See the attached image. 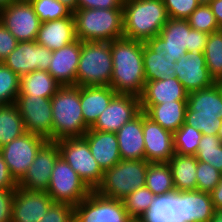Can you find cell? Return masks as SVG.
Returning <instances> with one entry per match:
<instances>
[{
    "instance_id": "37",
    "label": "cell",
    "mask_w": 222,
    "mask_h": 222,
    "mask_svg": "<svg viewBox=\"0 0 222 222\" xmlns=\"http://www.w3.org/2000/svg\"><path fill=\"white\" fill-rule=\"evenodd\" d=\"M202 133L185 123L173 133L174 150L176 154L196 155Z\"/></svg>"
},
{
    "instance_id": "22",
    "label": "cell",
    "mask_w": 222,
    "mask_h": 222,
    "mask_svg": "<svg viewBox=\"0 0 222 222\" xmlns=\"http://www.w3.org/2000/svg\"><path fill=\"white\" fill-rule=\"evenodd\" d=\"M77 40L73 13L69 17L41 22L36 42L50 51L58 50Z\"/></svg>"
},
{
    "instance_id": "44",
    "label": "cell",
    "mask_w": 222,
    "mask_h": 222,
    "mask_svg": "<svg viewBox=\"0 0 222 222\" xmlns=\"http://www.w3.org/2000/svg\"><path fill=\"white\" fill-rule=\"evenodd\" d=\"M38 222H74V207L64 203H53Z\"/></svg>"
},
{
    "instance_id": "15",
    "label": "cell",
    "mask_w": 222,
    "mask_h": 222,
    "mask_svg": "<svg viewBox=\"0 0 222 222\" xmlns=\"http://www.w3.org/2000/svg\"><path fill=\"white\" fill-rule=\"evenodd\" d=\"M59 156L57 142L47 140L38 150L26 174L18 182V187L27 191L46 192L54 164Z\"/></svg>"
},
{
    "instance_id": "38",
    "label": "cell",
    "mask_w": 222,
    "mask_h": 222,
    "mask_svg": "<svg viewBox=\"0 0 222 222\" xmlns=\"http://www.w3.org/2000/svg\"><path fill=\"white\" fill-rule=\"evenodd\" d=\"M155 194L146 186L135 190L123 199L125 209L132 219H140L147 213L154 201Z\"/></svg>"
},
{
    "instance_id": "4",
    "label": "cell",
    "mask_w": 222,
    "mask_h": 222,
    "mask_svg": "<svg viewBox=\"0 0 222 222\" xmlns=\"http://www.w3.org/2000/svg\"><path fill=\"white\" fill-rule=\"evenodd\" d=\"M124 37L145 42L159 35L168 15L162 0H124Z\"/></svg>"
},
{
    "instance_id": "9",
    "label": "cell",
    "mask_w": 222,
    "mask_h": 222,
    "mask_svg": "<svg viewBox=\"0 0 222 222\" xmlns=\"http://www.w3.org/2000/svg\"><path fill=\"white\" fill-rule=\"evenodd\" d=\"M56 142L60 156L91 190H96L102 182L104 171L91 154L87 140L84 137H74Z\"/></svg>"
},
{
    "instance_id": "52",
    "label": "cell",
    "mask_w": 222,
    "mask_h": 222,
    "mask_svg": "<svg viewBox=\"0 0 222 222\" xmlns=\"http://www.w3.org/2000/svg\"><path fill=\"white\" fill-rule=\"evenodd\" d=\"M210 222H222V209H215Z\"/></svg>"
},
{
    "instance_id": "55",
    "label": "cell",
    "mask_w": 222,
    "mask_h": 222,
    "mask_svg": "<svg viewBox=\"0 0 222 222\" xmlns=\"http://www.w3.org/2000/svg\"><path fill=\"white\" fill-rule=\"evenodd\" d=\"M217 135H218V137L222 140V124H221V126H220V129H219Z\"/></svg>"
},
{
    "instance_id": "36",
    "label": "cell",
    "mask_w": 222,
    "mask_h": 222,
    "mask_svg": "<svg viewBox=\"0 0 222 222\" xmlns=\"http://www.w3.org/2000/svg\"><path fill=\"white\" fill-rule=\"evenodd\" d=\"M198 161L209 163L222 173V140L218 135H202L196 153Z\"/></svg>"
},
{
    "instance_id": "33",
    "label": "cell",
    "mask_w": 222,
    "mask_h": 222,
    "mask_svg": "<svg viewBox=\"0 0 222 222\" xmlns=\"http://www.w3.org/2000/svg\"><path fill=\"white\" fill-rule=\"evenodd\" d=\"M174 57L159 56L143 42V65L146 81L175 77Z\"/></svg>"
},
{
    "instance_id": "42",
    "label": "cell",
    "mask_w": 222,
    "mask_h": 222,
    "mask_svg": "<svg viewBox=\"0 0 222 222\" xmlns=\"http://www.w3.org/2000/svg\"><path fill=\"white\" fill-rule=\"evenodd\" d=\"M196 190L210 193L219 184L222 173L209 163L197 161Z\"/></svg>"
},
{
    "instance_id": "34",
    "label": "cell",
    "mask_w": 222,
    "mask_h": 222,
    "mask_svg": "<svg viewBox=\"0 0 222 222\" xmlns=\"http://www.w3.org/2000/svg\"><path fill=\"white\" fill-rule=\"evenodd\" d=\"M145 186L156 196L176 192L168 163H149Z\"/></svg>"
},
{
    "instance_id": "5",
    "label": "cell",
    "mask_w": 222,
    "mask_h": 222,
    "mask_svg": "<svg viewBox=\"0 0 222 222\" xmlns=\"http://www.w3.org/2000/svg\"><path fill=\"white\" fill-rule=\"evenodd\" d=\"M76 37L82 42H111L124 36L123 8L77 9Z\"/></svg>"
},
{
    "instance_id": "10",
    "label": "cell",
    "mask_w": 222,
    "mask_h": 222,
    "mask_svg": "<svg viewBox=\"0 0 222 222\" xmlns=\"http://www.w3.org/2000/svg\"><path fill=\"white\" fill-rule=\"evenodd\" d=\"M91 191L63 157L59 156L54 164L49 186L46 191L54 203H64L75 207L85 199Z\"/></svg>"
},
{
    "instance_id": "13",
    "label": "cell",
    "mask_w": 222,
    "mask_h": 222,
    "mask_svg": "<svg viewBox=\"0 0 222 222\" xmlns=\"http://www.w3.org/2000/svg\"><path fill=\"white\" fill-rule=\"evenodd\" d=\"M15 104L23 119L26 132L41 135L52 141L51 98L18 95Z\"/></svg>"
},
{
    "instance_id": "28",
    "label": "cell",
    "mask_w": 222,
    "mask_h": 222,
    "mask_svg": "<svg viewBox=\"0 0 222 222\" xmlns=\"http://www.w3.org/2000/svg\"><path fill=\"white\" fill-rule=\"evenodd\" d=\"M140 220L143 222H184L182 192L155 196L150 210Z\"/></svg>"
},
{
    "instance_id": "56",
    "label": "cell",
    "mask_w": 222,
    "mask_h": 222,
    "mask_svg": "<svg viewBox=\"0 0 222 222\" xmlns=\"http://www.w3.org/2000/svg\"><path fill=\"white\" fill-rule=\"evenodd\" d=\"M131 222H143V221H141L140 219H132Z\"/></svg>"
},
{
    "instance_id": "43",
    "label": "cell",
    "mask_w": 222,
    "mask_h": 222,
    "mask_svg": "<svg viewBox=\"0 0 222 222\" xmlns=\"http://www.w3.org/2000/svg\"><path fill=\"white\" fill-rule=\"evenodd\" d=\"M169 18L187 19L200 5L198 0H162Z\"/></svg>"
},
{
    "instance_id": "39",
    "label": "cell",
    "mask_w": 222,
    "mask_h": 222,
    "mask_svg": "<svg viewBox=\"0 0 222 222\" xmlns=\"http://www.w3.org/2000/svg\"><path fill=\"white\" fill-rule=\"evenodd\" d=\"M20 92V77L0 62V104L15 103Z\"/></svg>"
},
{
    "instance_id": "8",
    "label": "cell",
    "mask_w": 222,
    "mask_h": 222,
    "mask_svg": "<svg viewBox=\"0 0 222 222\" xmlns=\"http://www.w3.org/2000/svg\"><path fill=\"white\" fill-rule=\"evenodd\" d=\"M111 42H82L76 86H110Z\"/></svg>"
},
{
    "instance_id": "6",
    "label": "cell",
    "mask_w": 222,
    "mask_h": 222,
    "mask_svg": "<svg viewBox=\"0 0 222 222\" xmlns=\"http://www.w3.org/2000/svg\"><path fill=\"white\" fill-rule=\"evenodd\" d=\"M184 123L205 135H217L222 124V84L188 93Z\"/></svg>"
},
{
    "instance_id": "45",
    "label": "cell",
    "mask_w": 222,
    "mask_h": 222,
    "mask_svg": "<svg viewBox=\"0 0 222 222\" xmlns=\"http://www.w3.org/2000/svg\"><path fill=\"white\" fill-rule=\"evenodd\" d=\"M16 189H0V222H11Z\"/></svg>"
},
{
    "instance_id": "25",
    "label": "cell",
    "mask_w": 222,
    "mask_h": 222,
    "mask_svg": "<svg viewBox=\"0 0 222 222\" xmlns=\"http://www.w3.org/2000/svg\"><path fill=\"white\" fill-rule=\"evenodd\" d=\"M188 92L175 77L146 81L140 96L141 105H157L178 100H187Z\"/></svg>"
},
{
    "instance_id": "18",
    "label": "cell",
    "mask_w": 222,
    "mask_h": 222,
    "mask_svg": "<svg viewBox=\"0 0 222 222\" xmlns=\"http://www.w3.org/2000/svg\"><path fill=\"white\" fill-rule=\"evenodd\" d=\"M175 76L190 93L212 86L216 82L210 76L204 52H187L174 63Z\"/></svg>"
},
{
    "instance_id": "51",
    "label": "cell",
    "mask_w": 222,
    "mask_h": 222,
    "mask_svg": "<svg viewBox=\"0 0 222 222\" xmlns=\"http://www.w3.org/2000/svg\"><path fill=\"white\" fill-rule=\"evenodd\" d=\"M60 3L64 4L72 13L77 10L78 0H58Z\"/></svg>"
},
{
    "instance_id": "53",
    "label": "cell",
    "mask_w": 222,
    "mask_h": 222,
    "mask_svg": "<svg viewBox=\"0 0 222 222\" xmlns=\"http://www.w3.org/2000/svg\"><path fill=\"white\" fill-rule=\"evenodd\" d=\"M15 0H0V10L8 7L11 3H13Z\"/></svg>"
},
{
    "instance_id": "46",
    "label": "cell",
    "mask_w": 222,
    "mask_h": 222,
    "mask_svg": "<svg viewBox=\"0 0 222 222\" xmlns=\"http://www.w3.org/2000/svg\"><path fill=\"white\" fill-rule=\"evenodd\" d=\"M17 44L18 40L0 22V62H3L7 58L16 48Z\"/></svg>"
},
{
    "instance_id": "14",
    "label": "cell",
    "mask_w": 222,
    "mask_h": 222,
    "mask_svg": "<svg viewBox=\"0 0 222 222\" xmlns=\"http://www.w3.org/2000/svg\"><path fill=\"white\" fill-rule=\"evenodd\" d=\"M0 22L18 40L36 41L41 25L30 2L14 1L0 10Z\"/></svg>"
},
{
    "instance_id": "50",
    "label": "cell",
    "mask_w": 222,
    "mask_h": 222,
    "mask_svg": "<svg viewBox=\"0 0 222 222\" xmlns=\"http://www.w3.org/2000/svg\"><path fill=\"white\" fill-rule=\"evenodd\" d=\"M208 5L212 9L219 28L222 29V0H212Z\"/></svg>"
},
{
    "instance_id": "26",
    "label": "cell",
    "mask_w": 222,
    "mask_h": 222,
    "mask_svg": "<svg viewBox=\"0 0 222 222\" xmlns=\"http://www.w3.org/2000/svg\"><path fill=\"white\" fill-rule=\"evenodd\" d=\"M117 93L110 86H80V104L85 124L91 128Z\"/></svg>"
},
{
    "instance_id": "29",
    "label": "cell",
    "mask_w": 222,
    "mask_h": 222,
    "mask_svg": "<svg viewBox=\"0 0 222 222\" xmlns=\"http://www.w3.org/2000/svg\"><path fill=\"white\" fill-rule=\"evenodd\" d=\"M214 211L210 193L198 190L182 192L184 222H210Z\"/></svg>"
},
{
    "instance_id": "30",
    "label": "cell",
    "mask_w": 222,
    "mask_h": 222,
    "mask_svg": "<svg viewBox=\"0 0 222 222\" xmlns=\"http://www.w3.org/2000/svg\"><path fill=\"white\" fill-rule=\"evenodd\" d=\"M197 159L194 155L174 154L169 160L176 192L194 191L197 183Z\"/></svg>"
},
{
    "instance_id": "27",
    "label": "cell",
    "mask_w": 222,
    "mask_h": 222,
    "mask_svg": "<svg viewBox=\"0 0 222 222\" xmlns=\"http://www.w3.org/2000/svg\"><path fill=\"white\" fill-rule=\"evenodd\" d=\"M187 100H178L157 105H141V111L164 129L176 132L185 121Z\"/></svg>"
},
{
    "instance_id": "35",
    "label": "cell",
    "mask_w": 222,
    "mask_h": 222,
    "mask_svg": "<svg viewBox=\"0 0 222 222\" xmlns=\"http://www.w3.org/2000/svg\"><path fill=\"white\" fill-rule=\"evenodd\" d=\"M205 62L215 82L222 81V29L209 34L204 50Z\"/></svg>"
},
{
    "instance_id": "16",
    "label": "cell",
    "mask_w": 222,
    "mask_h": 222,
    "mask_svg": "<svg viewBox=\"0 0 222 222\" xmlns=\"http://www.w3.org/2000/svg\"><path fill=\"white\" fill-rule=\"evenodd\" d=\"M52 59V51L36 41L18 42L16 48L3 63L19 77L35 70L48 71Z\"/></svg>"
},
{
    "instance_id": "40",
    "label": "cell",
    "mask_w": 222,
    "mask_h": 222,
    "mask_svg": "<svg viewBox=\"0 0 222 222\" xmlns=\"http://www.w3.org/2000/svg\"><path fill=\"white\" fill-rule=\"evenodd\" d=\"M34 12L41 22L69 17L72 12L58 0H31Z\"/></svg>"
},
{
    "instance_id": "3",
    "label": "cell",
    "mask_w": 222,
    "mask_h": 222,
    "mask_svg": "<svg viewBox=\"0 0 222 222\" xmlns=\"http://www.w3.org/2000/svg\"><path fill=\"white\" fill-rule=\"evenodd\" d=\"M52 141L83 137L89 130L80 104V87L61 86L51 97Z\"/></svg>"
},
{
    "instance_id": "41",
    "label": "cell",
    "mask_w": 222,
    "mask_h": 222,
    "mask_svg": "<svg viewBox=\"0 0 222 222\" xmlns=\"http://www.w3.org/2000/svg\"><path fill=\"white\" fill-rule=\"evenodd\" d=\"M192 29L211 34L221 30L217 24L211 7L208 4H200L187 18Z\"/></svg>"
},
{
    "instance_id": "19",
    "label": "cell",
    "mask_w": 222,
    "mask_h": 222,
    "mask_svg": "<svg viewBox=\"0 0 222 222\" xmlns=\"http://www.w3.org/2000/svg\"><path fill=\"white\" fill-rule=\"evenodd\" d=\"M145 160L149 163H168L175 154L173 133L148 118L143 111Z\"/></svg>"
},
{
    "instance_id": "1",
    "label": "cell",
    "mask_w": 222,
    "mask_h": 222,
    "mask_svg": "<svg viewBox=\"0 0 222 222\" xmlns=\"http://www.w3.org/2000/svg\"><path fill=\"white\" fill-rule=\"evenodd\" d=\"M113 71L110 87L117 94L140 97L145 86L143 41L127 37L111 41Z\"/></svg>"
},
{
    "instance_id": "17",
    "label": "cell",
    "mask_w": 222,
    "mask_h": 222,
    "mask_svg": "<svg viewBox=\"0 0 222 222\" xmlns=\"http://www.w3.org/2000/svg\"><path fill=\"white\" fill-rule=\"evenodd\" d=\"M140 112V97L131 94H116L90 129L116 133Z\"/></svg>"
},
{
    "instance_id": "20",
    "label": "cell",
    "mask_w": 222,
    "mask_h": 222,
    "mask_svg": "<svg viewBox=\"0 0 222 222\" xmlns=\"http://www.w3.org/2000/svg\"><path fill=\"white\" fill-rule=\"evenodd\" d=\"M54 203L47 192L15 190L11 222H38Z\"/></svg>"
},
{
    "instance_id": "57",
    "label": "cell",
    "mask_w": 222,
    "mask_h": 222,
    "mask_svg": "<svg viewBox=\"0 0 222 222\" xmlns=\"http://www.w3.org/2000/svg\"><path fill=\"white\" fill-rule=\"evenodd\" d=\"M15 1L30 2L31 0H15Z\"/></svg>"
},
{
    "instance_id": "23",
    "label": "cell",
    "mask_w": 222,
    "mask_h": 222,
    "mask_svg": "<svg viewBox=\"0 0 222 222\" xmlns=\"http://www.w3.org/2000/svg\"><path fill=\"white\" fill-rule=\"evenodd\" d=\"M116 137L122 160H145L143 111L125 123L116 132Z\"/></svg>"
},
{
    "instance_id": "11",
    "label": "cell",
    "mask_w": 222,
    "mask_h": 222,
    "mask_svg": "<svg viewBox=\"0 0 222 222\" xmlns=\"http://www.w3.org/2000/svg\"><path fill=\"white\" fill-rule=\"evenodd\" d=\"M123 200L105 197L97 191L74 207V222H131Z\"/></svg>"
},
{
    "instance_id": "47",
    "label": "cell",
    "mask_w": 222,
    "mask_h": 222,
    "mask_svg": "<svg viewBox=\"0 0 222 222\" xmlns=\"http://www.w3.org/2000/svg\"><path fill=\"white\" fill-rule=\"evenodd\" d=\"M124 0H78L77 9L122 8Z\"/></svg>"
},
{
    "instance_id": "12",
    "label": "cell",
    "mask_w": 222,
    "mask_h": 222,
    "mask_svg": "<svg viewBox=\"0 0 222 222\" xmlns=\"http://www.w3.org/2000/svg\"><path fill=\"white\" fill-rule=\"evenodd\" d=\"M46 141L41 135L26 132L0 148L9 172L17 183L26 174L38 150Z\"/></svg>"
},
{
    "instance_id": "54",
    "label": "cell",
    "mask_w": 222,
    "mask_h": 222,
    "mask_svg": "<svg viewBox=\"0 0 222 222\" xmlns=\"http://www.w3.org/2000/svg\"><path fill=\"white\" fill-rule=\"evenodd\" d=\"M212 0H198L200 4H209Z\"/></svg>"
},
{
    "instance_id": "32",
    "label": "cell",
    "mask_w": 222,
    "mask_h": 222,
    "mask_svg": "<svg viewBox=\"0 0 222 222\" xmlns=\"http://www.w3.org/2000/svg\"><path fill=\"white\" fill-rule=\"evenodd\" d=\"M26 133L15 103L0 104V148Z\"/></svg>"
},
{
    "instance_id": "24",
    "label": "cell",
    "mask_w": 222,
    "mask_h": 222,
    "mask_svg": "<svg viewBox=\"0 0 222 222\" xmlns=\"http://www.w3.org/2000/svg\"><path fill=\"white\" fill-rule=\"evenodd\" d=\"M91 154L105 171L121 160L116 133L90 129L83 135Z\"/></svg>"
},
{
    "instance_id": "2",
    "label": "cell",
    "mask_w": 222,
    "mask_h": 222,
    "mask_svg": "<svg viewBox=\"0 0 222 222\" xmlns=\"http://www.w3.org/2000/svg\"><path fill=\"white\" fill-rule=\"evenodd\" d=\"M209 34L192 29L187 19L168 18L159 35L144 43L159 56L179 60L187 52H204Z\"/></svg>"
},
{
    "instance_id": "7",
    "label": "cell",
    "mask_w": 222,
    "mask_h": 222,
    "mask_svg": "<svg viewBox=\"0 0 222 222\" xmlns=\"http://www.w3.org/2000/svg\"><path fill=\"white\" fill-rule=\"evenodd\" d=\"M149 162L146 160H120L112 168L104 171L101 184L95 191L99 194L123 200L130 193L146 184Z\"/></svg>"
},
{
    "instance_id": "49",
    "label": "cell",
    "mask_w": 222,
    "mask_h": 222,
    "mask_svg": "<svg viewBox=\"0 0 222 222\" xmlns=\"http://www.w3.org/2000/svg\"><path fill=\"white\" fill-rule=\"evenodd\" d=\"M211 200L215 209H222V177L216 188L210 192Z\"/></svg>"
},
{
    "instance_id": "21",
    "label": "cell",
    "mask_w": 222,
    "mask_h": 222,
    "mask_svg": "<svg viewBox=\"0 0 222 222\" xmlns=\"http://www.w3.org/2000/svg\"><path fill=\"white\" fill-rule=\"evenodd\" d=\"M81 46L82 41L77 39L58 50L52 51V59L48 72L62 86H76V73L79 65Z\"/></svg>"
},
{
    "instance_id": "48",
    "label": "cell",
    "mask_w": 222,
    "mask_h": 222,
    "mask_svg": "<svg viewBox=\"0 0 222 222\" xmlns=\"http://www.w3.org/2000/svg\"><path fill=\"white\" fill-rule=\"evenodd\" d=\"M18 183L11 176L7 164L0 153V189H16Z\"/></svg>"
},
{
    "instance_id": "31",
    "label": "cell",
    "mask_w": 222,
    "mask_h": 222,
    "mask_svg": "<svg viewBox=\"0 0 222 222\" xmlns=\"http://www.w3.org/2000/svg\"><path fill=\"white\" fill-rule=\"evenodd\" d=\"M62 85L45 70H35L20 77L18 95H32L51 98Z\"/></svg>"
}]
</instances>
